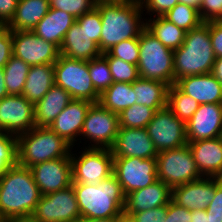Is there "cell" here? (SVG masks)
<instances>
[{
  "instance_id": "16",
  "label": "cell",
  "mask_w": 222,
  "mask_h": 222,
  "mask_svg": "<svg viewBox=\"0 0 222 222\" xmlns=\"http://www.w3.org/2000/svg\"><path fill=\"white\" fill-rule=\"evenodd\" d=\"M41 195L53 193L72 185L70 156L52 159L30 167Z\"/></svg>"
},
{
  "instance_id": "22",
  "label": "cell",
  "mask_w": 222,
  "mask_h": 222,
  "mask_svg": "<svg viewBox=\"0 0 222 222\" xmlns=\"http://www.w3.org/2000/svg\"><path fill=\"white\" fill-rule=\"evenodd\" d=\"M175 85L199 104H222V83L212 72L183 77Z\"/></svg>"
},
{
  "instance_id": "27",
  "label": "cell",
  "mask_w": 222,
  "mask_h": 222,
  "mask_svg": "<svg viewBox=\"0 0 222 222\" xmlns=\"http://www.w3.org/2000/svg\"><path fill=\"white\" fill-rule=\"evenodd\" d=\"M48 0H18L15 15L7 25L11 31H31L48 13Z\"/></svg>"
},
{
  "instance_id": "24",
  "label": "cell",
  "mask_w": 222,
  "mask_h": 222,
  "mask_svg": "<svg viewBox=\"0 0 222 222\" xmlns=\"http://www.w3.org/2000/svg\"><path fill=\"white\" fill-rule=\"evenodd\" d=\"M60 54L76 60L89 61L102 55L99 46L90 39L84 28L75 22L64 36Z\"/></svg>"
},
{
  "instance_id": "9",
  "label": "cell",
  "mask_w": 222,
  "mask_h": 222,
  "mask_svg": "<svg viewBox=\"0 0 222 222\" xmlns=\"http://www.w3.org/2000/svg\"><path fill=\"white\" fill-rule=\"evenodd\" d=\"M81 149L84 151H80L78 156L71 152L72 183L98 184L113 174L114 157L111 149L86 146Z\"/></svg>"
},
{
  "instance_id": "11",
  "label": "cell",
  "mask_w": 222,
  "mask_h": 222,
  "mask_svg": "<svg viewBox=\"0 0 222 222\" xmlns=\"http://www.w3.org/2000/svg\"><path fill=\"white\" fill-rule=\"evenodd\" d=\"M146 130L158 152L188 144L186 123L176 117L167 106L155 111Z\"/></svg>"
},
{
  "instance_id": "20",
  "label": "cell",
  "mask_w": 222,
  "mask_h": 222,
  "mask_svg": "<svg viewBox=\"0 0 222 222\" xmlns=\"http://www.w3.org/2000/svg\"><path fill=\"white\" fill-rule=\"evenodd\" d=\"M91 104L86 100L73 99L49 127L74 147L78 137L80 139L85 116Z\"/></svg>"
},
{
  "instance_id": "38",
  "label": "cell",
  "mask_w": 222,
  "mask_h": 222,
  "mask_svg": "<svg viewBox=\"0 0 222 222\" xmlns=\"http://www.w3.org/2000/svg\"><path fill=\"white\" fill-rule=\"evenodd\" d=\"M16 163V137L0 131V177Z\"/></svg>"
},
{
  "instance_id": "46",
  "label": "cell",
  "mask_w": 222,
  "mask_h": 222,
  "mask_svg": "<svg viewBox=\"0 0 222 222\" xmlns=\"http://www.w3.org/2000/svg\"><path fill=\"white\" fill-rule=\"evenodd\" d=\"M165 222H192L191 211L177 205L171 200L167 205V217Z\"/></svg>"
},
{
  "instance_id": "36",
  "label": "cell",
  "mask_w": 222,
  "mask_h": 222,
  "mask_svg": "<svg viewBox=\"0 0 222 222\" xmlns=\"http://www.w3.org/2000/svg\"><path fill=\"white\" fill-rule=\"evenodd\" d=\"M88 69L95 90L100 95L113 84L107 59L103 55L89 60Z\"/></svg>"
},
{
  "instance_id": "19",
  "label": "cell",
  "mask_w": 222,
  "mask_h": 222,
  "mask_svg": "<svg viewBox=\"0 0 222 222\" xmlns=\"http://www.w3.org/2000/svg\"><path fill=\"white\" fill-rule=\"evenodd\" d=\"M188 142L222 137V104H200L186 123Z\"/></svg>"
},
{
  "instance_id": "47",
  "label": "cell",
  "mask_w": 222,
  "mask_h": 222,
  "mask_svg": "<svg viewBox=\"0 0 222 222\" xmlns=\"http://www.w3.org/2000/svg\"><path fill=\"white\" fill-rule=\"evenodd\" d=\"M209 34L215 57H222V21H209Z\"/></svg>"
},
{
  "instance_id": "40",
  "label": "cell",
  "mask_w": 222,
  "mask_h": 222,
  "mask_svg": "<svg viewBox=\"0 0 222 222\" xmlns=\"http://www.w3.org/2000/svg\"><path fill=\"white\" fill-rule=\"evenodd\" d=\"M76 22L81 28H84L90 39L94 41L100 49V37L102 31V23L99 10L94 7L90 12L76 18Z\"/></svg>"
},
{
  "instance_id": "32",
  "label": "cell",
  "mask_w": 222,
  "mask_h": 222,
  "mask_svg": "<svg viewBox=\"0 0 222 222\" xmlns=\"http://www.w3.org/2000/svg\"><path fill=\"white\" fill-rule=\"evenodd\" d=\"M30 68L31 66L22 59L14 55L10 58L3 67L8 95H22Z\"/></svg>"
},
{
  "instance_id": "26",
  "label": "cell",
  "mask_w": 222,
  "mask_h": 222,
  "mask_svg": "<svg viewBox=\"0 0 222 222\" xmlns=\"http://www.w3.org/2000/svg\"><path fill=\"white\" fill-rule=\"evenodd\" d=\"M75 22L76 18L70 13L50 8L32 31L40 38L60 48L65 34Z\"/></svg>"
},
{
  "instance_id": "13",
  "label": "cell",
  "mask_w": 222,
  "mask_h": 222,
  "mask_svg": "<svg viewBox=\"0 0 222 222\" xmlns=\"http://www.w3.org/2000/svg\"><path fill=\"white\" fill-rule=\"evenodd\" d=\"M113 174L124 195L149 186L157 180L156 158H114Z\"/></svg>"
},
{
  "instance_id": "29",
  "label": "cell",
  "mask_w": 222,
  "mask_h": 222,
  "mask_svg": "<svg viewBox=\"0 0 222 222\" xmlns=\"http://www.w3.org/2000/svg\"><path fill=\"white\" fill-rule=\"evenodd\" d=\"M132 87L136 93V104L152 108L154 111L167 106L169 86L166 83L139 77L132 83Z\"/></svg>"
},
{
  "instance_id": "51",
  "label": "cell",
  "mask_w": 222,
  "mask_h": 222,
  "mask_svg": "<svg viewBox=\"0 0 222 222\" xmlns=\"http://www.w3.org/2000/svg\"><path fill=\"white\" fill-rule=\"evenodd\" d=\"M212 73L222 83V57L216 58Z\"/></svg>"
},
{
  "instance_id": "39",
  "label": "cell",
  "mask_w": 222,
  "mask_h": 222,
  "mask_svg": "<svg viewBox=\"0 0 222 222\" xmlns=\"http://www.w3.org/2000/svg\"><path fill=\"white\" fill-rule=\"evenodd\" d=\"M112 57L120 58L121 60L138 65L139 60V38L124 40L113 46L107 51Z\"/></svg>"
},
{
  "instance_id": "14",
  "label": "cell",
  "mask_w": 222,
  "mask_h": 222,
  "mask_svg": "<svg viewBox=\"0 0 222 222\" xmlns=\"http://www.w3.org/2000/svg\"><path fill=\"white\" fill-rule=\"evenodd\" d=\"M13 55L30 66L54 64L60 55L59 48L31 31H11Z\"/></svg>"
},
{
  "instance_id": "49",
  "label": "cell",
  "mask_w": 222,
  "mask_h": 222,
  "mask_svg": "<svg viewBox=\"0 0 222 222\" xmlns=\"http://www.w3.org/2000/svg\"><path fill=\"white\" fill-rule=\"evenodd\" d=\"M18 0H0V22L9 24L13 19Z\"/></svg>"
},
{
  "instance_id": "48",
  "label": "cell",
  "mask_w": 222,
  "mask_h": 222,
  "mask_svg": "<svg viewBox=\"0 0 222 222\" xmlns=\"http://www.w3.org/2000/svg\"><path fill=\"white\" fill-rule=\"evenodd\" d=\"M13 56V42L11 30L7 29L0 36V68H3Z\"/></svg>"
},
{
  "instance_id": "33",
  "label": "cell",
  "mask_w": 222,
  "mask_h": 222,
  "mask_svg": "<svg viewBox=\"0 0 222 222\" xmlns=\"http://www.w3.org/2000/svg\"><path fill=\"white\" fill-rule=\"evenodd\" d=\"M199 103L183 93L175 84L168 89L167 107L183 122L187 123L199 108Z\"/></svg>"
},
{
  "instance_id": "44",
  "label": "cell",
  "mask_w": 222,
  "mask_h": 222,
  "mask_svg": "<svg viewBox=\"0 0 222 222\" xmlns=\"http://www.w3.org/2000/svg\"><path fill=\"white\" fill-rule=\"evenodd\" d=\"M208 222H222V181L215 188V196L205 209Z\"/></svg>"
},
{
  "instance_id": "7",
  "label": "cell",
  "mask_w": 222,
  "mask_h": 222,
  "mask_svg": "<svg viewBox=\"0 0 222 222\" xmlns=\"http://www.w3.org/2000/svg\"><path fill=\"white\" fill-rule=\"evenodd\" d=\"M55 85L62 87L73 99L97 103L100 94L92 83L88 61L76 60L59 55L54 63Z\"/></svg>"
},
{
  "instance_id": "35",
  "label": "cell",
  "mask_w": 222,
  "mask_h": 222,
  "mask_svg": "<svg viewBox=\"0 0 222 222\" xmlns=\"http://www.w3.org/2000/svg\"><path fill=\"white\" fill-rule=\"evenodd\" d=\"M155 111L152 108L140 104H133L123 110L119 116L120 128H146L152 120Z\"/></svg>"
},
{
  "instance_id": "34",
  "label": "cell",
  "mask_w": 222,
  "mask_h": 222,
  "mask_svg": "<svg viewBox=\"0 0 222 222\" xmlns=\"http://www.w3.org/2000/svg\"><path fill=\"white\" fill-rule=\"evenodd\" d=\"M163 17L186 32L203 23L199 9L183 3H177L171 10L167 11Z\"/></svg>"
},
{
  "instance_id": "28",
  "label": "cell",
  "mask_w": 222,
  "mask_h": 222,
  "mask_svg": "<svg viewBox=\"0 0 222 222\" xmlns=\"http://www.w3.org/2000/svg\"><path fill=\"white\" fill-rule=\"evenodd\" d=\"M54 84V64L31 66L22 95L29 102L35 104L43 98Z\"/></svg>"
},
{
  "instance_id": "58",
  "label": "cell",
  "mask_w": 222,
  "mask_h": 222,
  "mask_svg": "<svg viewBox=\"0 0 222 222\" xmlns=\"http://www.w3.org/2000/svg\"><path fill=\"white\" fill-rule=\"evenodd\" d=\"M8 29L7 24L0 22V36Z\"/></svg>"
},
{
  "instance_id": "23",
  "label": "cell",
  "mask_w": 222,
  "mask_h": 222,
  "mask_svg": "<svg viewBox=\"0 0 222 222\" xmlns=\"http://www.w3.org/2000/svg\"><path fill=\"white\" fill-rule=\"evenodd\" d=\"M203 177L222 178V137L188 142Z\"/></svg>"
},
{
  "instance_id": "30",
  "label": "cell",
  "mask_w": 222,
  "mask_h": 222,
  "mask_svg": "<svg viewBox=\"0 0 222 222\" xmlns=\"http://www.w3.org/2000/svg\"><path fill=\"white\" fill-rule=\"evenodd\" d=\"M145 22L146 29L169 49L174 51L184 42L186 31L177 27L163 16H155L154 19L145 18Z\"/></svg>"
},
{
  "instance_id": "21",
  "label": "cell",
  "mask_w": 222,
  "mask_h": 222,
  "mask_svg": "<svg viewBox=\"0 0 222 222\" xmlns=\"http://www.w3.org/2000/svg\"><path fill=\"white\" fill-rule=\"evenodd\" d=\"M172 189L157 179L145 188L135 190L125 196L124 213H133L168 205L171 201Z\"/></svg>"
},
{
  "instance_id": "8",
  "label": "cell",
  "mask_w": 222,
  "mask_h": 222,
  "mask_svg": "<svg viewBox=\"0 0 222 222\" xmlns=\"http://www.w3.org/2000/svg\"><path fill=\"white\" fill-rule=\"evenodd\" d=\"M157 179L171 189L202 178L188 144L158 152Z\"/></svg>"
},
{
  "instance_id": "37",
  "label": "cell",
  "mask_w": 222,
  "mask_h": 222,
  "mask_svg": "<svg viewBox=\"0 0 222 222\" xmlns=\"http://www.w3.org/2000/svg\"><path fill=\"white\" fill-rule=\"evenodd\" d=\"M102 55L107 59L113 83H133L140 77L137 65L112 57L108 52L102 53Z\"/></svg>"
},
{
  "instance_id": "56",
  "label": "cell",
  "mask_w": 222,
  "mask_h": 222,
  "mask_svg": "<svg viewBox=\"0 0 222 222\" xmlns=\"http://www.w3.org/2000/svg\"><path fill=\"white\" fill-rule=\"evenodd\" d=\"M116 222H136L132 216L125 214L124 212L116 217Z\"/></svg>"
},
{
  "instance_id": "57",
  "label": "cell",
  "mask_w": 222,
  "mask_h": 222,
  "mask_svg": "<svg viewBox=\"0 0 222 222\" xmlns=\"http://www.w3.org/2000/svg\"><path fill=\"white\" fill-rule=\"evenodd\" d=\"M109 2H125V3H134V4H141V0H104Z\"/></svg>"
},
{
  "instance_id": "52",
  "label": "cell",
  "mask_w": 222,
  "mask_h": 222,
  "mask_svg": "<svg viewBox=\"0 0 222 222\" xmlns=\"http://www.w3.org/2000/svg\"><path fill=\"white\" fill-rule=\"evenodd\" d=\"M5 96H8L5 86V75L3 72V68H0V100Z\"/></svg>"
},
{
  "instance_id": "45",
  "label": "cell",
  "mask_w": 222,
  "mask_h": 222,
  "mask_svg": "<svg viewBox=\"0 0 222 222\" xmlns=\"http://www.w3.org/2000/svg\"><path fill=\"white\" fill-rule=\"evenodd\" d=\"M131 216L136 222H165L167 217V205L133 213Z\"/></svg>"
},
{
  "instance_id": "43",
  "label": "cell",
  "mask_w": 222,
  "mask_h": 222,
  "mask_svg": "<svg viewBox=\"0 0 222 222\" xmlns=\"http://www.w3.org/2000/svg\"><path fill=\"white\" fill-rule=\"evenodd\" d=\"M178 0H142V10L150 15V18L155 16H163L167 11L171 10Z\"/></svg>"
},
{
  "instance_id": "10",
  "label": "cell",
  "mask_w": 222,
  "mask_h": 222,
  "mask_svg": "<svg viewBox=\"0 0 222 222\" xmlns=\"http://www.w3.org/2000/svg\"><path fill=\"white\" fill-rule=\"evenodd\" d=\"M118 130V114L104 108L99 102L92 103L86 113L80 138L82 136L83 140L90 141L91 144L89 143L87 148L111 149Z\"/></svg>"
},
{
  "instance_id": "3",
  "label": "cell",
  "mask_w": 222,
  "mask_h": 222,
  "mask_svg": "<svg viewBox=\"0 0 222 222\" xmlns=\"http://www.w3.org/2000/svg\"><path fill=\"white\" fill-rule=\"evenodd\" d=\"M81 219L117 217L124 212L125 195L112 174L98 184L72 183Z\"/></svg>"
},
{
  "instance_id": "2",
  "label": "cell",
  "mask_w": 222,
  "mask_h": 222,
  "mask_svg": "<svg viewBox=\"0 0 222 222\" xmlns=\"http://www.w3.org/2000/svg\"><path fill=\"white\" fill-rule=\"evenodd\" d=\"M95 7L99 10L102 23V53L124 40L139 38L140 33L146 28L145 19L141 15V4L97 0Z\"/></svg>"
},
{
  "instance_id": "41",
  "label": "cell",
  "mask_w": 222,
  "mask_h": 222,
  "mask_svg": "<svg viewBox=\"0 0 222 222\" xmlns=\"http://www.w3.org/2000/svg\"><path fill=\"white\" fill-rule=\"evenodd\" d=\"M50 8L59 9L70 13L75 18L90 12L95 6L97 0H48Z\"/></svg>"
},
{
  "instance_id": "42",
  "label": "cell",
  "mask_w": 222,
  "mask_h": 222,
  "mask_svg": "<svg viewBox=\"0 0 222 222\" xmlns=\"http://www.w3.org/2000/svg\"><path fill=\"white\" fill-rule=\"evenodd\" d=\"M203 22L222 21V0H205L199 8Z\"/></svg>"
},
{
  "instance_id": "6",
  "label": "cell",
  "mask_w": 222,
  "mask_h": 222,
  "mask_svg": "<svg viewBox=\"0 0 222 222\" xmlns=\"http://www.w3.org/2000/svg\"><path fill=\"white\" fill-rule=\"evenodd\" d=\"M139 76L144 79L174 84L173 50L164 46L146 28L139 35Z\"/></svg>"
},
{
  "instance_id": "53",
  "label": "cell",
  "mask_w": 222,
  "mask_h": 222,
  "mask_svg": "<svg viewBox=\"0 0 222 222\" xmlns=\"http://www.w3.org/2000/svg\"><path fill=\"white\" fill-rule=\"evenodd\" d=\"M205 0H178V3H183L186 4L188 6L194 7V8H200V5L202 4V2H204Z\"/></svg>"
},
{
  "instance_id": "12",
  "label": "cell",
  "mask_w": 222,
  "mask_h": 222,
  "mask_svg": "<svg viewBox=\"0 0 222 222\" xmlns=\"http://www.w3.org/2000/svg\"><path fill=\"white\" fill-rule=\"evenodd\" d=\"M32 216L39 222H78L81 214L73 186L42 195Z\"/></svg>"
},
{
  "instance_id": "15",
  "label": "cell",
  "mask_w": 222,
  "mask_h": 222,
  "mask_svg": "<svg viewBox=\"0 0 222 222\" xmlns=\"http://www.w3.org/2000/svg\"><path fill=\"white\" fill-rule=\"evenodd\" d=\"M34 127V104L23 95H8L0 100V131L17 137Z\"/></svg>"
},
{
  "instance_id": "31",
  "label": "cell",
  "mask_w": 222,
  "mask_h": 222,
  "mask_svg": "<svg viewBox=\"0 0 222 222\" xmlns=\"http://www.w3.org/2000/svg\"><path fill=\"white\" fill-rule=\"evenodd\" d=\"M135 95L132 83L114 82L100 95L99 103L119 115L123 110L136 104Z\"/></svg>"
},
{
  "instance_id": "55",
  "label": "cell",
  "mask_w": 222,
  "mask_h": 222,
  "mask_svg": "<svg viewBox=\"0 0 222 222\" xmlns=\"http://www.w3.org/2000/svg\"><path fill=\"white\" fill-rule=\"evenodd\" d=\"M78 222H116V217L98 219H80Z\"/></svg>"
},
{
  "instance_id": "1",
  "label": "cell",
  "mask_w": 222,
  "mask_h": 222,
  "mask_svg": "<svg viewBox=\"0 0 222 222\" xmlns=\"http://www.w3.org/2000/svg\"><path fill=\"white\" fill-rule=\"evenodd\" d=\"M41 196L30 168L9 167L0 177V222L32 216Z\"/></svg>"
},
{
  "instance_id": "18",
  "label": "cell",
  "mask_w": 222,
  "mask_h": 222,
  "mask_svg": "<svg viewBox=\"0 0 222 222\" xmlns=\"http://www.w3.org/2000/svg\"><path fill=\"white\" fill-rule=\"evenodd\" d=\"M114 158L136 157L142 159L156 158L158 151L146 128H120L113 147Z\"/></svg>"
},
{
  "instance_id": "4",
  "label": "cell",
  "mask_w": 222,
  "mask_h": 222,
  "mask_svg": "<svg viewBox=\"0 0 222 222\" xmlns=\"http://www.w3.org/2000/svg\"><path fill=\"white\" fill-rule=\"evenodd\" d=\"M174 84L186 76L211 73L216 60L209 34V21L186 32L182 45L173 51Z\"/></svg>"
},
{
  "instance_id": "50",
  "label": "cell",
  "mask_w": 222,
  "mask_h": 222,
  "mask_svg": "<svg viewBox=\"0 0 222 222\" xmlns=\"http://www.w3.org/2000/svg\"><path fill=\"white\" fill-rule=\"evenodd\" d=\"M192 222H208L206 210L196 209L191 211Z\"/></svg>"
},
{
  "instance_id": "5",
  "label": "cell",
  "mask_w": 222,
  "mask_h": 222,
  "mask_svg": "<svg viewBox=\"0 0 222 222\" xmlns=\"http://www.w3.org/2000/svg\"><path fill=\"white\" fill-rule=\"evenodd\" d=\"M73 146L50 127H34L16 137L17 163L30 168L38 163L71 156Z\"/></svg>"
},
{
  "instance_id": "54",
  "label": "cell",
  "mask_w": 222,
  "mask_h": 222,
  "mask_svg": "<svg viewBox=\"0 0 222 222\" xmlns=\"http://www.w3.org/2000/svg\"><path fill=\"white\" fill-rule=\"evenodd\" d=\"M7 222H39L33 216H25V217H16Z\"/></svg>"
},
{
  "instance_id": "25",
  "label": "cell",
  "mask_w": 222,
  "mask_h": 222,
  "mask_svg": "<svg viewBox=\"0 0 222 222\" xmlns=\"http://www.w3.org/2000/svg\"><path fill=\"white\" fill-rule=\"evenodd\" d=\"M72 100L67 91L54 84L43 98L34 104L35 126L49 127Z\"/></svg>"
},
{
  "instance_id": "17",
  "label": "cell",
  "mask_w": 222,
  "mask_h": 222,
  "mask_svg": "<svg viewBox=\"0 0 222 222\" xmlns=\"http://www.w3.org/2000/svg\"><path fill=\"white\" fill-rule=\"evenodd\" d=\"M222 181L218 177H202L172 188L171 200L192 211L205 210L215 196V188Z\"/></svg>"
}]
</instances>
